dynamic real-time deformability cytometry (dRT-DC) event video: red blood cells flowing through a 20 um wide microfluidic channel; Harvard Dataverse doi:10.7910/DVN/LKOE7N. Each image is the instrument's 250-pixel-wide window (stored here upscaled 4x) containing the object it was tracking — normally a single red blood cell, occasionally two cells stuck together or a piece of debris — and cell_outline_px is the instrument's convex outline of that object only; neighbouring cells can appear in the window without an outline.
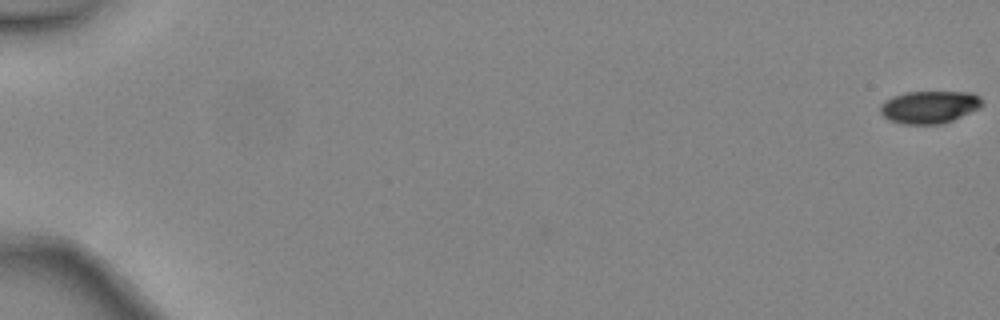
{"species": "common noctule bat (a hibernating species)", "species_latin": "Nyctalus noctula", "temperature_condition": "warm", "stored_images_in_passage": 48, "camera_frame_rate_fps": 3000, "um_per_image_px": 0.085, "animal": {"sex": "female", "body_mass_g": 24.6, "forearm_length_mm": 56.2}, "frame": {"image": 1, "passage_image": 1, "time_ms": 0.0, "image_size_px": [1000, 320], "cell_outline_px": [[984, 104], [980, 108], [944, 124], [900, 124], [888, 120], [880, 112], [880, 104], [884, 100], [892, 96], [904, 92], [972, 92], [980, 96]], "centroid_in_image_um": [78.99, 9.1], "position_along_channel_um": 6.0, "area_um2": 19.65}}
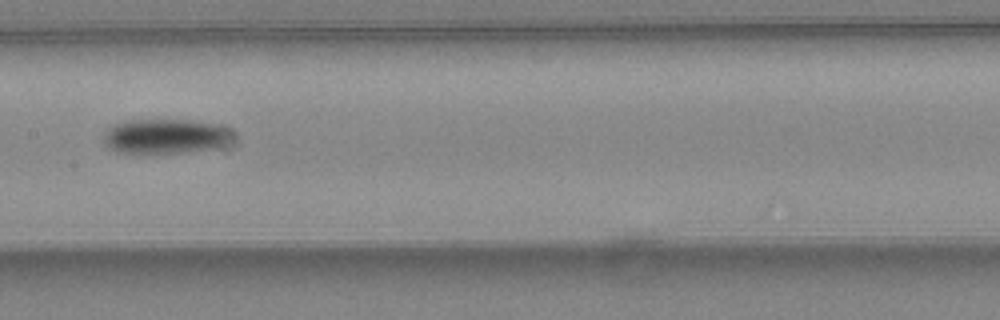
{"frame": {"image": 2, "passage_image": 27, "time_ms": 8.667, "image_size_px": [1000, 320], "cell_outline_px": [[232, 140], [220, 148], [188, 152], [116, 152], [108, 148], [104, 144], [104, 132], [108, 128], [116, 124], [128, 120], [196, 120], [224, 124], [232, 128]], "centroid_in_image_um": [14.16, 11.57], "position_along_channel_um": 193.2, "area_um2": 26.59}}
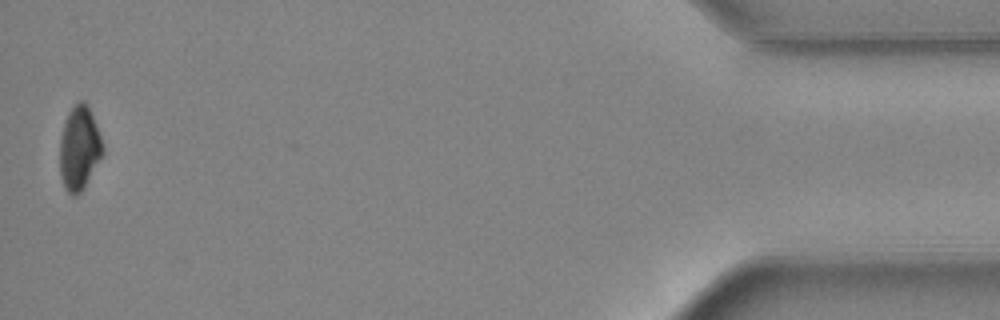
{"frame": {"image": 3, "passage_image": 48, "time_ms": 15.667, "image_size_px": [1000, 320], "cell_outline_px": [[104, 152], [84, 188], [76, 196], [72, 196], [64, 188], [60, 176], [60, 136], [64, 120], [68, 112], [80, 100], [84, 100], [88, 104], [96, 124], [104, 148]], "centroid_in_image_um": [6.73, 12.59], "position_along_channel_um": 428.5, "area_um2": 21.15}, "authors_computed_cell_mechanics": {"area_um2": 22.5709, "velocity_mm_per_s": 4.5151, "shape_relaxation_time_tau1_ms": 3.6211, "shape_relaxation_time_tau2_ms": null, "deformation_change_tau1": 0.1124, "deformation_change_tau2": null}}